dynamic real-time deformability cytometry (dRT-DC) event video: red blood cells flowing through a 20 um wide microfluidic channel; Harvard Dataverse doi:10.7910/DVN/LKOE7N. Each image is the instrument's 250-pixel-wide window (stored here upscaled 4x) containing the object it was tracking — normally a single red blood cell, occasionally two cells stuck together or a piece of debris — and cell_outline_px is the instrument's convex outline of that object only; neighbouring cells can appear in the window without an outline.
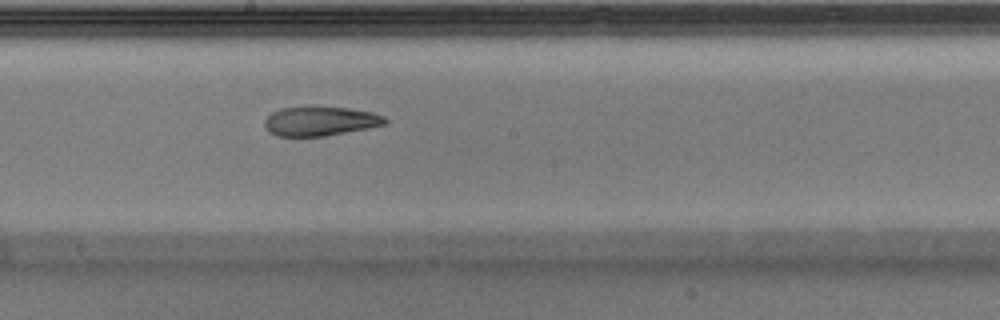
{"species": "Egyptian fruit bat (a non-hibernating species)", "species_latin": "Rousettus aegyptiacus", "temperature_condition": "warm", "stored_images_in_passage": 30, "camera_frame_rate_fps": 3000, "um_per_image_px": 0.085, "animal": {"sex": "male"}, "frame": {"image": 1, "passage_image": 13, "time_ms": 4.0, "image_size_px": [1000, 320], "cell_outline_px": [[388, 124], [368, 128], [324, 136], [276, 136], [268, 132], [264, 124], [264, 120], [272, 112], [280, 108], [304, 104], [348, 108], [372, 112], [384, 116], [388, 120]], "centroid_in_image_um": [27.19, 10.26], "position_along_channel_um": 221.0, "area_um2": 21.27}}
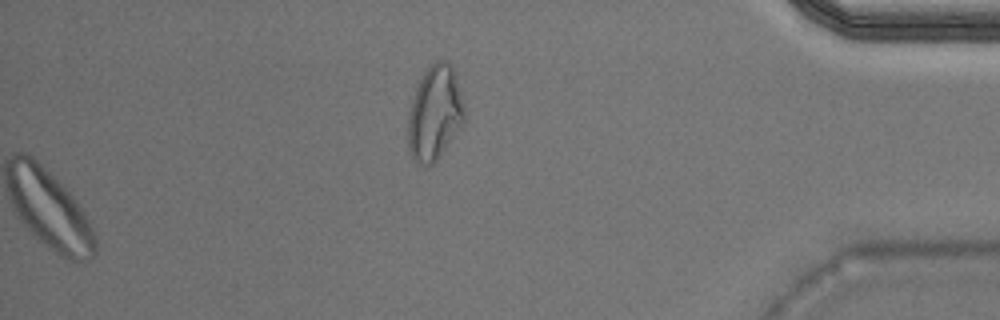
{"frame": {"image": 2, "passage_image": 26, "time_ms": 8.333, "image_size_px": [1000, 320], "cell_outline_px": [[464, 120], [460, 128], [440, 156], [432, 164], [416, 164], [408, 148], [408, 116], [412, 100], [416, 88], [424, 72], [436, 60], [444, 60], [456, 72], [464, 108]], "centroid_in_image_um": [36.95, 9.62], "position_along_channel_um": 398.3, "area_um2": 30.75}}